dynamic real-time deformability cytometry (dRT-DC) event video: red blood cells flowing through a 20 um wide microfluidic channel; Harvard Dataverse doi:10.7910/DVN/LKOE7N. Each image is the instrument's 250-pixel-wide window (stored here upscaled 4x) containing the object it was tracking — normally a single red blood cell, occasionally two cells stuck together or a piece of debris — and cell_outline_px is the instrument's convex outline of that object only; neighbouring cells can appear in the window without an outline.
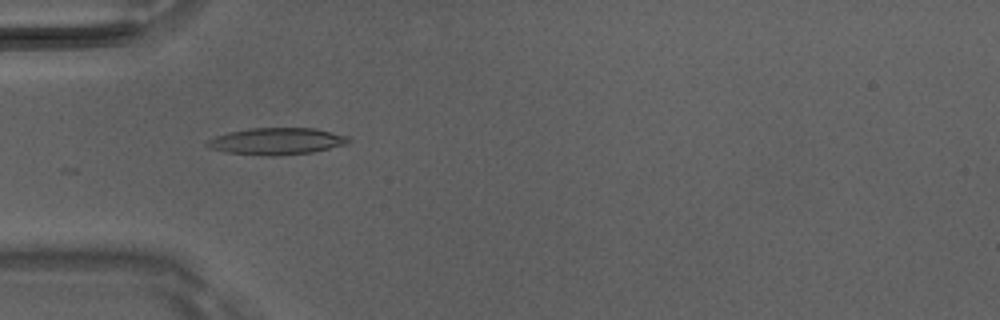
{"species": "Egyptian fruit bat (a non-hibernating species)", "species_latin": "Rousettus aegyptiacus", "temperature_condition": "room temperature", "stored_images_in_passage": 7, "camera_frame_rate_fps": 3000, "um_per_image_px": 0.085, "animal": {"sex": "male"}, "frame": {"image": 1, "passage_image": 5, "time_ms": 1.333, "image_size_px": [1000, 320], "cell_outline_px": [[352, 140], [348, 144], [312, 152], [272, 156], [268, 156], [224, 152], [212, 148], [204, 144], [208, 140], [216, 136], [228, 132], [252, 128], [316, 128], [348, 136]], "centroid_in_image_um": [23.54, 12.0], "position_along_channel_um": 61.5, "area_um2": 22.08}}
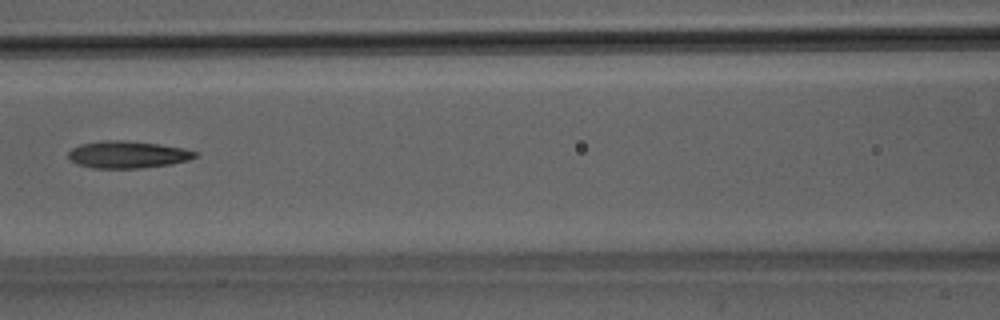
{"frame": {"image": 2, "passage_image": 7, "time_ms": 2.0, "image_size_px": [1000, 320], "cell_outline_px": [[200, 152], [196, 156], [188, 160], [168, 164], [140, 168], [92, 168], [76, 164], [68, 156], [68, 152], [72, 148], [80, 144], [100, 140], [124, 140], [160, 144], [184, 148]], "centroid_in_image_um": [10.84, 13.13], "position_along_channel_um": 155.8, "area_um2": 20.11}}